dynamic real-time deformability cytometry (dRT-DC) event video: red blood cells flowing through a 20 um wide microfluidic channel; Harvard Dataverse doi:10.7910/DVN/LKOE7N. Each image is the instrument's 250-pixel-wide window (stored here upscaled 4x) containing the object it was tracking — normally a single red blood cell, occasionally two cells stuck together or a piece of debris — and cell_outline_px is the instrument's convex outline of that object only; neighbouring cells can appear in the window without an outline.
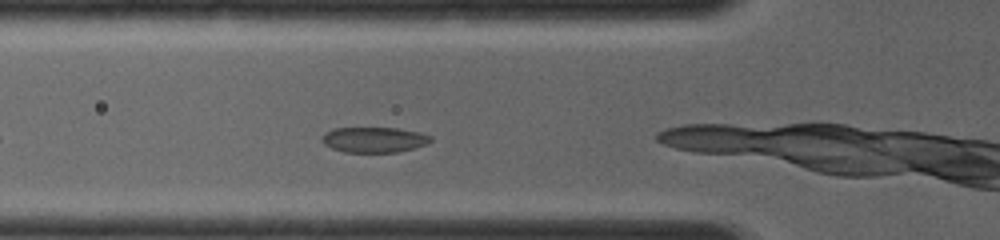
{"species": "common noctule bat (a hibernating species)", "species_latin": "Nyctalus noctula", "temperature_condition": "room temperature", "stored_images_in_passage": 18, "camera_frame_rate_fps": 4000, "um_per_image_px": 0.085, "animal": {"sex": "female", "body_mass_g": 19.0, "forearm_length_mm": 56.7}, "frame": {"image": 1, "passage_image": 3, "time_ms": 0.5, "image_size_px": [1000, 240], "cell_outline_px": [[432, 140], [428, 144], [396, 152], [344, 152], [332, 148], [324, 144], [320, 140], [324, 132], [332, 128], [396, 128], [420, 132], [432, 136]], "centroid_in_image_um": [31.78, 11.87], "position_along_channel_um": 94.0, "area_um2": 16.18}}
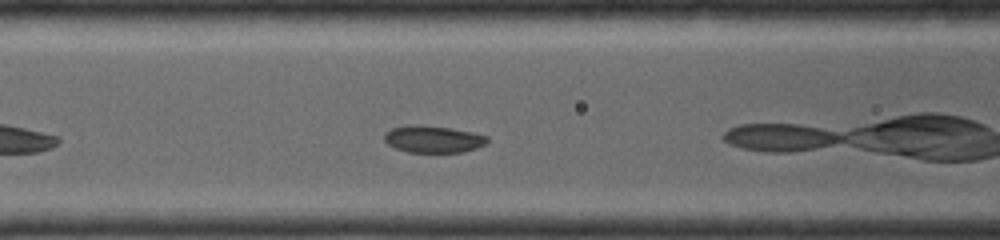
{"frame": {"image": 2, "passage_image": 6, "time_ms": 1.25, "image_size_px": [1000, 240], "cell_outline_px": [[488, 140], [484, 144], [476, 148], [464, 152], [408, 152], [396, 148], [388, 144], [384, 140], [384, 132], [392, 128], [408, 124], [420, 124], [452, 128], [472, 132], [488, 136]], "centroid_in_image_um": [36.79, 11.81], "position_along_channel_um": 129.8, "area_um2": 16.36}}